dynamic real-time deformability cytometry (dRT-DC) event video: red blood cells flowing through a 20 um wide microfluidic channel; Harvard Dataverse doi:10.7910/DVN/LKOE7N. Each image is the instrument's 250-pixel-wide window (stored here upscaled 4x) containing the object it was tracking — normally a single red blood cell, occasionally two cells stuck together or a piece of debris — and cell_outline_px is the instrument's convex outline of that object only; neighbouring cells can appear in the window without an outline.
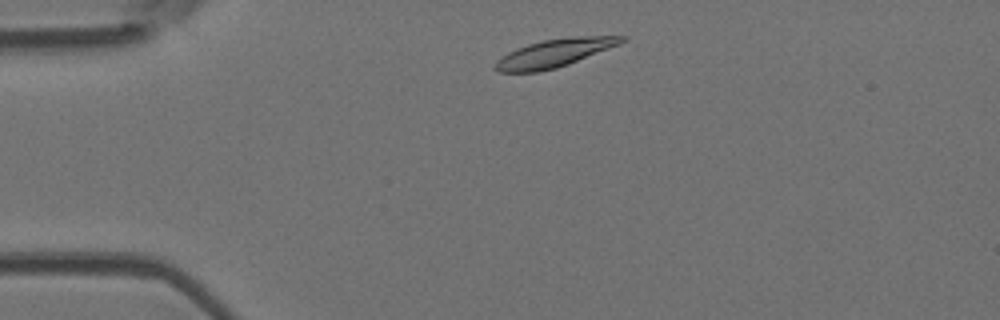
{"species": "Egyptian fruit bat (a non-hibernating species)", "species_latin": "Rousettus aegyptiacus", "temperature_condition": "room temperature", "stored_images_in_passage": 3, "camera_frame_rate_fps": 3000, "um_per_image_px": 0.085, "animal": {"sex": "female"}, "frame": {"image": 1, "passage_image": 1, "time_ms": 0.0, "image_size_px": [1000, 320], "cell_outline_px": [[628, 40], [620, 44], [568, 64], [556, 68], [536, 72], [496, 72], [492, 68], [496, 60], [500, 56], [516, 48], [528, 44], [544, 40], [572, 36], [628, 36]], "centroid_in_image_um": [47.09, 4.51], "position_along_channel_um": 37.9, "area_um2": 20.75}}
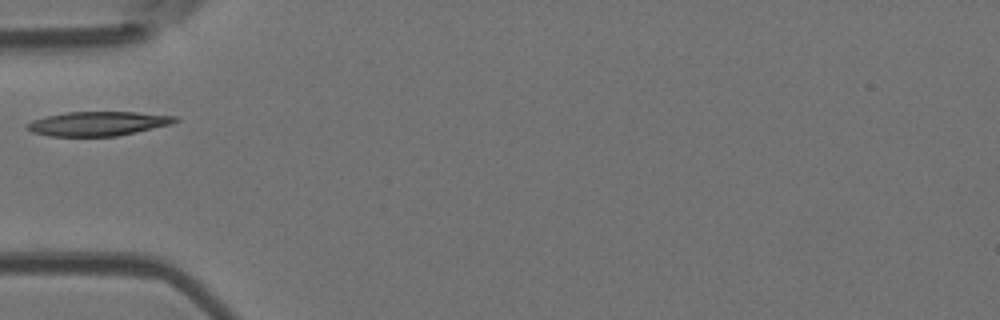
{"frame": {"image": 2, "passage_image": 3, "time_ms": 2.0, "image_size_px": [1000, 320], "cell_outline_px": [[180, 120], [172, 124], [136, 132], [116, 136], [48, 136], [32, 132], [28, 128], [28, 124], [32, 120], [44, 116], [68, 112], [136, 112], [176, 116]], "centroid_in_image_um": [8.35, 10.5], "position_along_channel_um": 76.7, "area_um2": 20.87}}